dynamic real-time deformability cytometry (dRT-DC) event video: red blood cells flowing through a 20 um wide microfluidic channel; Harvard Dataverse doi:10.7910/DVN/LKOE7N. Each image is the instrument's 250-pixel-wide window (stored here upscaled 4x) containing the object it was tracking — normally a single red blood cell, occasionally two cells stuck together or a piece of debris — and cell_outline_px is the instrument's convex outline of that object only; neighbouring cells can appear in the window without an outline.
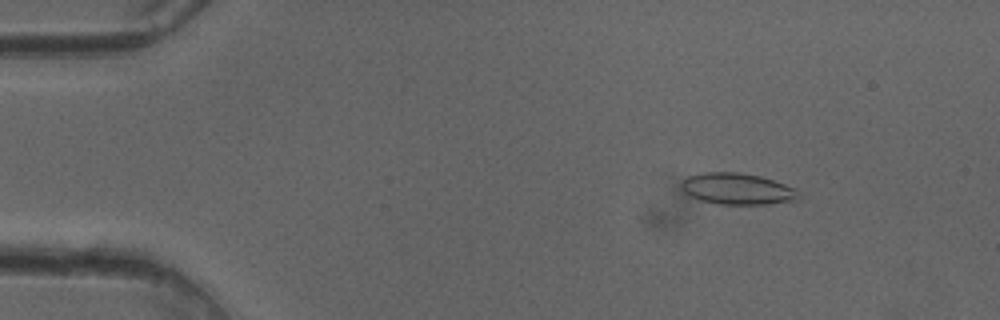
{"species": "common noctule bat (a hibernating species)", "species_latin": "Nyctalus noctula", "temperature_condition": "cold", "stored_images_in_passage": 51, "camera_frame_rate_fps": 3000, "um_per_image_px": 0.085, "animal": {"sex": "female"}, "frame": {"image": 1, "passage_image": 7, "time_ms": 2.0, "image_size_px": [1000, 320], "cell_outline_px": [[800, 196], [796, 200], [764, 204], [720, 204], [700, 200], [688, 196], [680, 188], [680, 184], [688, 176], [704, 172], [740, 172], [760, 176], [796, 188], [800, 192]], "centroid_in_image_um": [62.65, 16.05], "position_along_channel_um": 22.4, "area_um2": 21.5}}
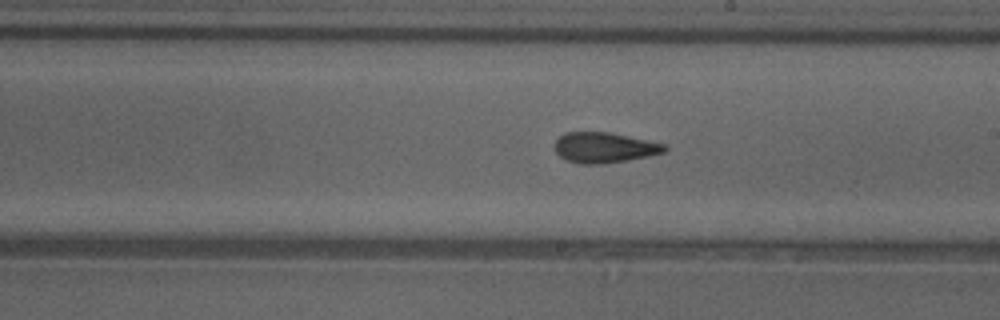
{"frame": {"image": 2, "passage_image": 29, "time_ms": 9.333, "image_size_px": [1000, 320], "cell_outline_px": [[668, 148], [664, 152], [648, 156], [628, 160], [604, 164], [580, 164], [568, 160], [560, 156], [552, 148], [556, 140], [564, 132], [608, 132], [668, 144]], "centroid_in_image_um": [51.36, 12.54], "position_along_channel_um": 237.6, "area_um2": 19.65}}
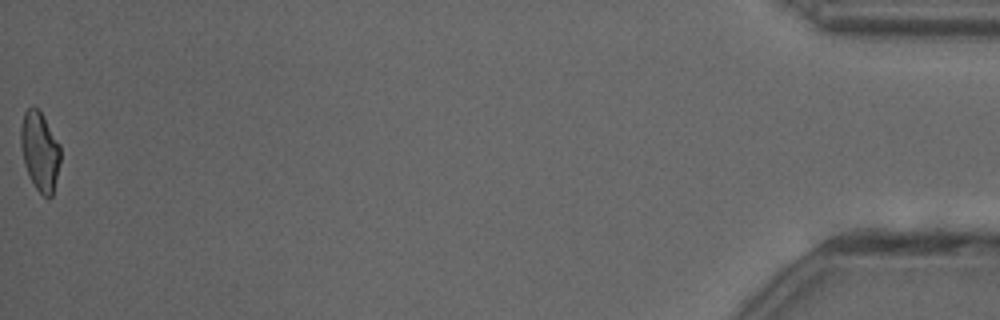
{"frame": {"image": 3, "passage_image": 51, "time_ms": 16.667, "image_size_px": [1000, 320], "cell_outline_px": [[60, 160], [52, 196], [48, 200], [36, 188], [28, 176], [24, 164], [20, 148], [20, 128], [24, 112], [28, 108], [36, 108], [40, 112], [60, 144]], "centroid_in_image_um": [3.36, 12.88], "position_along_channel_um": 431.8, "area_um2": 18.21}, "authors_computed_cell_mechanics": {"area_um2": 19.652, "velocity_mm_per_s": 4.0564, "shape_relaxation_time_tau1_ms": null, "shape_relaxation_time_tau2_ms": 2.8007, "deformation_change_tau1": null, "deformation_change_tau2": 0.0956}}